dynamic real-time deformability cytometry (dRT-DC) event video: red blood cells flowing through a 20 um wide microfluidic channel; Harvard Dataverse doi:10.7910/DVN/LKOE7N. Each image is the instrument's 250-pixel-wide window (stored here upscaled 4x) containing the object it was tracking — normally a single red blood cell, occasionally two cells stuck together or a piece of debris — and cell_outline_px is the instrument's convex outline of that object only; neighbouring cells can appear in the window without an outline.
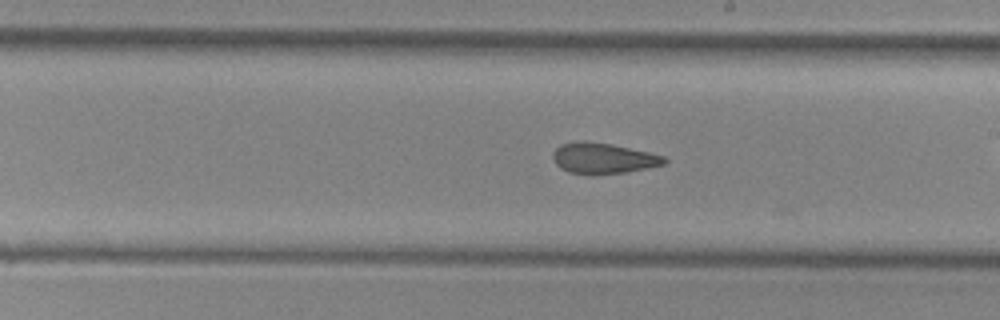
{"species": "common noctule bat (a hibernating species)", "species_latin": "Nyctalus noctula", "temperature_condition": "cold", "stored_images_in_passage": 21, "camera_frame_rate_fps": 3000, "um_per_image_px": 0.085, "animal": {"sex": "female", "body_mass_g": 29.2, "forearm_length_mm": 56.3}, "frame": {"image": 1, "passage_image": 14, "time_ms": 4.333, "image_size_px": [1000, 320], "cell_outline_px": [[668, 160], [664, 164], [648, 168], [624, 172], [596, 176], [588, 176], [568, 172], [560, 168], [552, 160], [552, 152], [560, 144], [576, 140], [584, 140], [612, 144], [648, 152], [664, 156]], "centroid_in_image_um": [51.2, 13.46], "position_along_channel_um": 237.8, "area_um2": 20.52}}
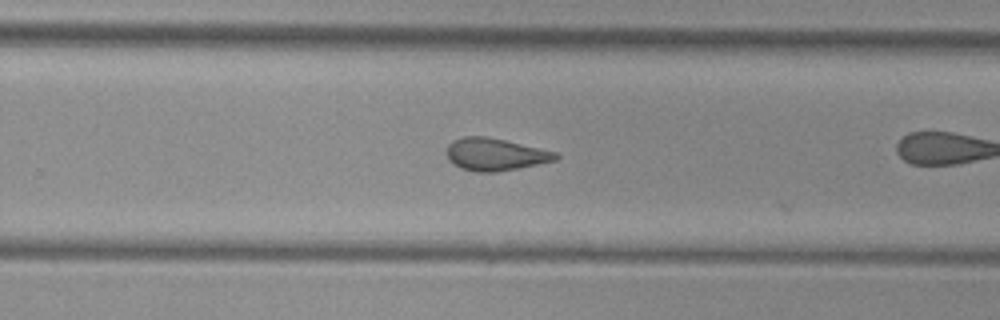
{"frame": {"image": 2, "passage_image": 18, "time_ms": 5.667, "image_size_px": [1000, 320], "cell_outline_px": [[560, 156], [556, 160], [496, 172], [476, 172], [460, 168], [452, 164], [448, 160], [448, 144], [452, 140], [464, 136], [484, 136], [504, 140], [556, 152]], "centroid_in_image_um": [42.05, 13.12], "position_along_channel_um": 287.8, "area_um2": 20.35}}